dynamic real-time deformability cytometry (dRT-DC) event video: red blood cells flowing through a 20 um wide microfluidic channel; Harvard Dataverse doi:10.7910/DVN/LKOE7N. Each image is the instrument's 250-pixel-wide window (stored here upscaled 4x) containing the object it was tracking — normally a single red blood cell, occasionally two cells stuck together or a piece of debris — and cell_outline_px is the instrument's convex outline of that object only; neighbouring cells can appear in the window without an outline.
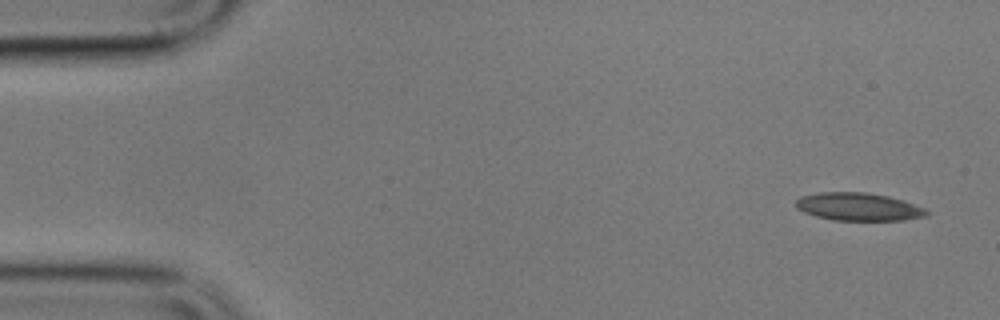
{"species": "common noctule bat (a hibernating species)", "species_latin": "Nyctalus noctula", "temperature_condition": "cold", "stored_images_in_passage": 8, "camera_frame_rate_fps": 3000, "um_per_image_px": 0.085, "animal": {"sex": "male", "body_mass_g": 17.9}, "frame": {"image": 1, "passage_image": 1, "time_ms": 0.0, "image_size_px": [1000, 320], "cell_outline_px": [[928, 216], [904, 220], [832, 220], [816, 216], [804, 212], [796, 208], [796, 200], [800, 196], [820, 192], [868, 192], [888, 196], [904, 200], [924, 208], [928, 212]], "centroid_in_image_um": [72.97, 17.57], "position_along_channel_um": 12.0, "area_um2": 21.33}}
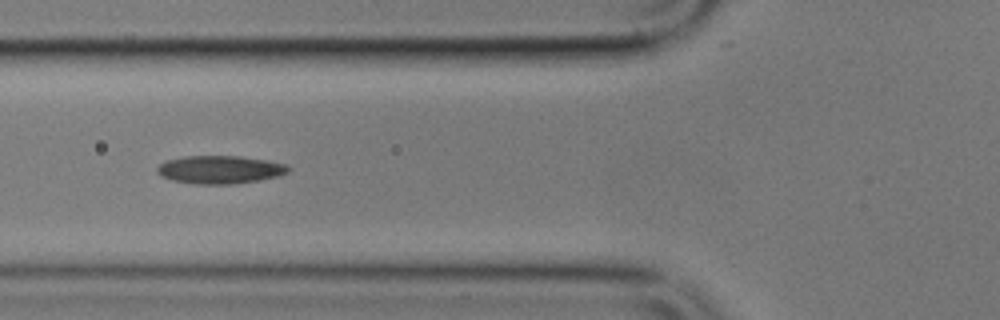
{"frame": {"image": 2, "passage_image": 6, "time_ms": 6.0, "image_size_px": [1000, 320], "cell_outline_px": [[292, 168], [288, 172], [280, 176], [260, 180], [232, 184], [192, 184], [172, 180], [160, 176], [156, 172], [156, 168], [160, 164], [168, 160], [184, 156], [240, 156], [268, 160], [284, 164]], "centroid_in_image_um": [18.7, 14.42], "position_along_channel_um": 107.1, "area_um2": 21.62}}
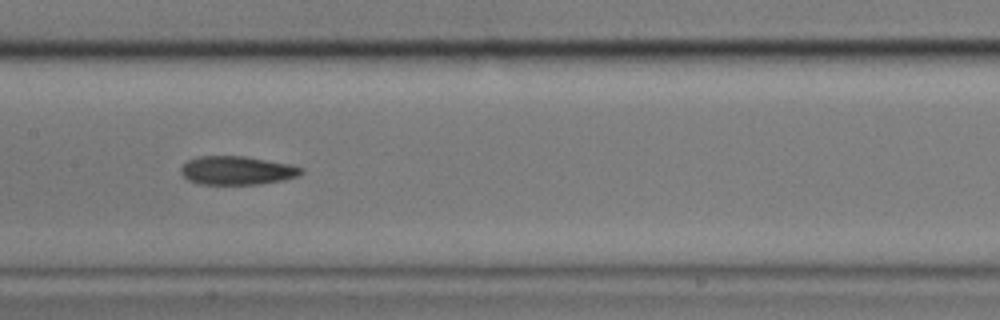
{"frame": {"image": 3, "passage_image": 8, "time_ms": 8.333, "image_size_px": [1000, 320], "cell_outline_px": [[304, 172], [296, 176], [284, 180], [260, 184], [200, 184], [188, 180], [180, 172], [180, 168], [188, 160], [196, 156], [244, 156], [292, 164], [304, 168]], "centroid_in_image_um": [20.16, 14.48], "position_along_channel_um": 187.2, "area_um2": 20.17}}